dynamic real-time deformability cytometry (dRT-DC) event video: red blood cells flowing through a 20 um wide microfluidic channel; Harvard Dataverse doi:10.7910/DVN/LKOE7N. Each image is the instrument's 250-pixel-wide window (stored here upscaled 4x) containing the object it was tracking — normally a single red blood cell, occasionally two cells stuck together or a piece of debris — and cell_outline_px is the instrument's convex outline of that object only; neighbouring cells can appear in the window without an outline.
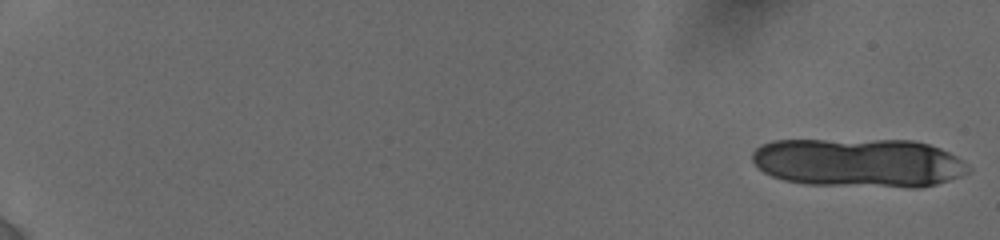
{"species": "human", "species_latin": "Homo sapiens", "temperature_condition": "cold", "stored_images_in_passage": 16, "camera_frame_rate_fps": 3000, "um_per_image_px": 0.085, "donor": {"sex": "female"}, "frame": {"image": 1, "passage_image": 1, "time_ms": 0.0, "image_size_px": [1000, 240], "cell_outline_px": [[972, 168], [968, 172], [960, 176], [936, 184], [920, 188], [908, 188], [804, 184], [784, 180], [772, 176], [764, 172], [752, 160], [752, 152], [760, 144], [772, 140], [912, 140], [928, 144], [940, 148], [956, 156], [968, 164]], "centroid_in_image_um": [73.0, 13.84], "position_along_channel_um": 12.0, "area_um2": 62.14}}